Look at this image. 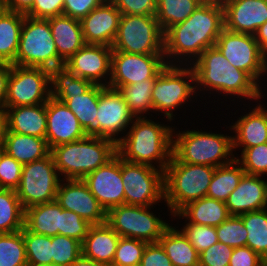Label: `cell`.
Masks as SVG:
<instances>
[{
  "mask_svg": "<svg viewBox=\"0 0 267 266\" xmlns=\"http://www.w3.org/2000/svg\"><path fill=\"white\" fill-rule=\"evenodd\" d=\"M158 242L173 266H199V252L175 225L171 224Z\"/></svg>",
  "mask_w": 267,
  "mask_h": 266,
  "instance_id": "1f68e13d",
  "label": "cell"
},
{
  "mask_svg": "<svg viewBox=\"0 0 267 266\" xmlns=\"http://www.w3.org/2000/svg\"><path fill=\"white\" fill-rule=\"evenodd\" d=\"M216 233L219 242L232 248L246 246L247 230L240 216L231 215L216 227Z\"/></svg>",
  "mask_w": 267,
  "mask_h": 266,
  "instance_id": "ee69618b",
  "label": "cell"
},
{
  "mask_svg": "<svg viewBox=\"0 0 267 266\" xmlns=\"http://www.w3.org/2000/svg\"><path fill=\"white\" fill-rule=\"evenodd\" d=\"M216 167L180 162L173 154L164 171L165 203L168 215L206 196Z\"/></svg>",
  "mask_w": 267,
  "mask_h": 266,
  "instance_id": "8992f818",
  "label": "cell"
},
{
  "mask_svg": "<svg viewBox=\"0 0 267 266\" xmlns=\"http://www.w3.org/2000/svg\"><path fill=\"white\" fill-rule=\"evenodd\" d=\"M155 206L120 205L111 208L106 213V223L120 237H128L145 241L158 242L164 231L171 225L157 217L153 210ZM154 212V213H153ZM168 222V223H167Z\"/></svg>",
  "mask_w": 267,
  "mask_h": 266,
  "instance_id": "30bf717a",
  "label": "cell"
},
{
  "mask_svg": "<svg viewBox=\"0 0 267 266\" xmlns=\"http://www.w3.org/2000/svg\"><path fill=\"white\" fill-rule=\"evenodd\" d=\"M121 12L110 1L105 0L81 20L85 44H100L112 47L117 32Z\"/></svg>",
  "mask_w": 267,
  "mask_h": 266,
  "instance_id": "603a6c76",
  "label": "cell"
},
{
  "mask_svg": "<svg viewBox=\"0 0 267 266\" xmlns=\"http://www.w3.org/2000/svg\"><path fill=\"white\" fill-rule=\"evenodd\" d=\"M46 116L45 139L50 150L55 146L86 137L77 117L65 103L50 97L46 102Z\"/></svg>",
  "mask_w": 267,
  "mask_h": 266,
  "instance_id": "44dd1931",
  "label": "cell"
},
{
  "mask_svg": "<svg viewBox=\"0 0 267 266\" xmlns=\"http://www.w3.org/2000/svg\"><path fill=\"white\" fill-rule=\"evenodd\" d=\"M223 29L221 0H204L185 21L164 32L166 64L192 65L203 51L215 46Z\"/></svg>",
  "mask_w": 267,
  "mask_h": 266,
  "instance_id": "6da1fadb",
  "label": "cell"
},
{
  "mask_svg": "<svg viewBox=\"0 0 267 266\" xmlns=\"http://www.w3.org/2000/svg\"><path fill=\"white\" fill-rule=\"evenodd\" d=\"M264 176L244 174L225 204L230 215H242L267 208V181Z\"/></svg>",
  "mask_w": 267,
  "mask_h": 266,
  "instance_id": "cb8c5ba5",
  "label": "cell"
},
{
  "mask_svg": "<svg viewBox=\"0 0 267 266\" xmlns=\"http://www.w3.org/2000/svg\"><path fill=\"white\" fill-rule=\"evenodd\" d=\"M121 14L155 15L157 0H110Z\"/></svg>",
  "mask_w": 267,
  "mask_h": 266,
  "instance_id": "f907efd6",
  "label": "cell"
},
{
  "mask_svg": "<svg viewBox=\"0 0 267 266\" xmlns=\"http://www.w3.org/2000/svg\"><path fill=\"white\" fill-rule=\"evenodd\" d=\"M254 37L261 50L267 55V21L258 28Z\"/></svg>",
  "mask_w": 267,
  "mask_h": 266,
  "instance_id": "680465c9",
  "label": "cell"
},
{
  "mask_svg": "<svg viewBox=\"0 0 267 266\" xmlns=\"http://www.w3.org/2000/svg\"><path fill=\"white\" fill-rule=\"evenodd\" d=\"M56 201L63 209L75 212L91 225L106 222L105 210L82 179H62Z\"/></svg>",
  "mask_w": 267,
  "mask_h": 266,
  "instance_id": "ac0fdd59",
  "label": "cell"
},
{
  "mask_svg": "<svg viewBox=\"0 0 267 266\" xmlns=\"http://www.w3.org/2000/svg\"><path fill=\"white\" fill-rule=\"evenodd\" d=\"M91 224L75 212L61 207V229L59 234L74 238L83 243Z\"/></svg>",
  "mask_w": 267,
  "mask_h": 266,
  "instance_id": "7dc6e473",
  "label": "cell"
},
{
  "mask_svg": "<svg viewBox=\"0 0 267 266\" xmlns=\"http://www.w3.org/2000/svg\"><path fill=\"white\" fill-rule=\"evenodd\" d=\"M140 266H173L165 250L159 242L147 243Z\"/></svg>",
  "mask_w": 267,
  "mask_h": 266,
  "instance_id": "db71d44e",
  "label": "cell"
},
{
  "mask_svg": "<svg viewBox=\"0 0 267 266\" xmlns=\"http://www.w3.org/2000/svg\"><path fill=\"white\" fill-rule=\"evenodd\" d=\"M4 152L22 165L43 159L51 152L45 138L7 131Z\"/></svg>",
  "mask_w": 267,
  "mask_h": 266,
  "instance_id": "4dcf8cb0",
  "label": "cell"
},
{
  "mask_svg": "<svg viewBox=\"0 0 267 266\" xmlns=\"http://www.w3.org/2000/svg\"><path fill=\"white\" fill-rule=\"evenodd\" d=\"M64 0H34L32 9L26 14L36 19H49L62 15Z\"/></svg>",
  "mask_w": 267,
  "mask_h": 266,
  "instance_id": "816d5d0a",
  "label": "cell"
},
{
  "mask_svg": "<svg viewBox=\"0 0 267 266\" xmlns=\"http://www.w3.org/2000/svg\"><path fill=\"white\" fill-rule=\"evenodd\" d=\"M239 216L247 230L246 246L267 261V208Z\"/></svg>",
  "mask_w": 267,
  "mask_h": 266,
  "instance_id": "e575fe53",
  "label": "cell"
},
{
  "mask_svg": "<svg viewBox=\"0 0 267 266\" xmlns=\"http://www.w3.org/2000/svg\"><path fill=\"white\" fill-rule=\"evenodd\" d=\"M52 265L69 266L82 255V243L64 235L51 236Z\"/></svg>",
  "mask_w": 267,
  "mask_h": 266,
  "instance_id": "b9f144b4",
  "label": "cell"
},
{
  "mask_svg": "<svg viewBox=\"0 0 267 266\" xmlns=\"http://www.w3.org/2000/svg\"><path fill=\"white\" fill-rule=\"evenodd\" d=\"M234 248L217 242L199 253V266H229Z\"/></svg>",
  "mask_w": 267,
  "mask_h": 266,
  "instance_id": "681fc988",
  "label": "cell"
},
{
  "mask_svg": "<svg viewBox=\"0 0 267 266\" xmlns=\"http://www.w3.org/2000/svg\"><path fill=\"white\" fill-rule=\"evenodd\" d=\"M69 266H106V265L95 262L81 255L76 261L71 263Z\"/></svg>",
  "mask_w": 267,
  "mask_h": 266,
  "instance_id": "94428289",
  "label": "cell"
},
{
  "mask_svg": "<svg viewBox=\"0 0 267 266\" xmlns=\"http://www.w3.org/2000/svg\"><path fill=\"white\" fill-rule=\"evenodd\" d=\"M166 65L164 54L112 51L108 87L118 90L122 86L156 78Z\"/></svg>",
  "mask_w": 267,
  "mask_h": 266,
  "instance_id": "9a60e30c",
  "label": "cell"
},
{
  "mask_svg": "<svg viewBox=\"0 0 267 266\" xmlns=\"http://www.w3.org/2000/svg\"><path fill=\"white\" fill-rule=\"evenodd\" d=\"M100 206L107 213L111 208L125 204L124 184L121 177V157L116 154L82 179Z\"/></svg>",
  "mask_w": 267,
  "mask_h": 266,
  "instance_id": "e0dca14e",
  "label": "cell"
},
{
  "mask_svg": "<svg viewBox=\"0 0 267 266\" xmlns=\"http://www.w3.org/2000/svg\"><path fill=\"white\" fill-rule=\"evenodd\" d=\"M263 99L262 102L261 100L256 101L252 108H247L248 112H242V115L234 123L232 122L229 127H226V129L229 128L230 133H233L234 156L238 155L235 151L237 148L242 150V153L246 148L267 143V106H265L266 103H263Z\"/></svg>",
  "mask_w": 267,
  "mask_h": 266,
  "instance_id": "ffe728a7",
  "label": "cell"
},
{
  "mask_svg": "<svg viewBox=\"0 0 267 266\" xmlns=\"http://www.w3.org/2000/svg\"><path fill=\"white\" fill-rule=\"evenodd\" d=\"M178 228L184 236L191 242L195 249L201 253L203 250L209 248L215 243L219 242L216 227L186 223Z\"/></svg>",
  "mask_w": 267,
  "mask_h": 266,
  "instance_id": "bcb514c9",
  "label": "cell"
},
{
  "mask_svg": "<svg viewBox=\"0 0 267 266\" xmlns=\"http://www.w3.org/2000/svg\"><path fill=\"white\" fill-rule=\"evenodd\" d=\"M7 131V113L5 108H0V151H4V143Z\"/></svg>",
  "mask_w": 267,
  "mask_h": 266,
  "instance_id": "91938a15",
  "label": "cell"
},
{
  "mask_svg": "<svg viewBox=\"0 0 267 266\" xmlns=\"http://www.w3.org/2000/svg\"><path fill=\"white\" fill-rule=\"evenodd\" d=\"M172 154L182 163L219 167L231 163L233 154L232 134L214 133L200 129L180 131L173 128Z\"/></svg>",
  "mask_w": 267,
  "mask_h": 266,
  "instance_id": "5b68a950",
  "label": "cell"
},
{
  "mask_svg": "<svg viewBox=\"0 0 267 266\" xmlns=\"http://www.w3.org/2000/svg\"><path fill=\"white\" fill-rule=\"evenodd\" d=\"M11 64L0 63V108H5Z\"/></svg>",
  "mask_w": 267,
  "mask_h": 266,
  "instance_id": "6f0895ef",
  "label": "cell"
},
{
  "mask_svg": "<svg viewBox=\"0 0 267 266\" xmlns=\"http://www.w3.org/2000/svg\"><path fill=\"white\" fill-rule=\"evenodd\" d=\"M267 261L248 246L234 248L229 266H263Z\"/></svg>",
  "mask_w": 267,
  "mask_h": 266,
  "instance_id": "11a10c76",
  "label": "cell"
},
{
  "mask_svg": "<svg viewBox=\"0 0 267 266\" xmlns=\"http://www.w3.org/2000/svg\"><path fill=\"white\" fill-rule=\"evenodd\" d=\"M58 56L65 62L84 45L81 21L65 15L49 18Z\"/></svg>",
  "mask_w": 267,
  "mask_h": 266,
  "instance_id": "83f0119b",
  "label": "cell"
},
{
  "mask_svg": "<svg viewBox=\"0 0 267 266\" xmlns=\"http://www.w3.org/2000/svg\"><path fill=\"white\" fill-rule=\"evenodd\" d=\"M12 64L48 70L65 64L58 56L49 19L24 16L18 51Z\"/></svg>",
  "mask_w": 267,
  "mask_h": 266,
  "instance_id": "ba28073f",
  "label": "cell"
},
{
  "mask_svg": "<svg viewBox=\"0 0 267 266\" xmlns=\"http://www.w3.org/2000/svg\"><path fill=\"white\" fill-rule=\"evenodd\" d=\"M62 179H83L117 154V144L107 138L86 136L55 146L50 152Z\"/></svg>",
  "mask_w": 267,
  "mask_h": 266,
  "instance_id": "277c9868",
  "label": "cell"
},
{
  "mask_svg": "<svg viewBox=\"0 0 267 266\" xmlns=\"http://www.w3.org/2000/svg\"><path fill=\"white\" fill-rule=\"evenodd\" d=\"M155 79L151 78L118 89L134 117H146L150 112L153 113L152 90Z\"/></svg>",
  "mask_w": 267,
  "mask_h": 266,
  "instance_id": "d590c367",
  "label": "cell"
},
{
  "mask_svg": "<svg viewBox=\"0 0 267 266\" xmlns=\"http://www.w3.org/2000/svg\"><path fill=\"white\" fill-rule=\"evenodd\" d=\"M235 159L242 165L246 174L267 176V143L246 148Z\"/></svg>",
  "mask_w": 267,
  "mask_h": 266,
  "instance_id": "f6af8a7d",
  "label": "cell"
},
{
  "mask_svg": "<svg viewBox=\"0 0 267 266\" xmlns=\"http://www.w3.org/2000/svg\"><path fill=\"white\" fill-rule=\"evenodd\" d=\"M224 28L254 35L267 21V0H221Z\"/></svg>",
  "mask_w": 267,
  "mask_h": 266,
  "instance_id": "7402d4cb",
  "label": "cell"
},
{
  "mask_svg": "<svg viewBox=\"0 0 267 266\" xmlns=\"http://www.w3.org/2000/svg\"><path fill=\"white\" fill-rule=\"evenodd\" d=\"M191 67L195 73L198 96L203 91L204 95L209 93L208 97L217 94L223 99L228 96L227 99L230 100L232 96H236L237 101L238 98L240 101L244 98L250 102L267 96L264 94L267 88L263 89L247 72L230 64L216 46L203 51Z\"/></svg>",
  "mask_w": 267,
  "mask_h": 266,
  "instance_id": "7a4b0ae2",
  "label": "cell"
},
{
  "mask_svg": "<svg viewBox=\"0 0 267 266\" xmlns=\"http://www.w3.org/2000/svg\"><path fill=\"white\" fill-rule=\"evenodd\" d=\"M112 47L100 44H85L65 61L66 66L78 77L93 84L108 86L111 76Z\"/></svg>",
  "mask_w": 267,
  "mask_h": 266,
  "instance_id": "d6986e66",
  "label": "cell"
},
{
  "mask_svg": "<svg viewBox=\"0 0 267 266\" xmlns=\"http://www.w3.org/2000/svg\"><path fill=\"white\" fill-rule=\"evenodd\" d=\"M204 0H157L156 18L163 32L185 21Z\"/></svg>",
  "mask_w": 267,
  "mask_h": 266,
  "instance_id": "8d00e7d4",
  "label": "cell"
},
{
  "mask_svg": "<svg viewBox=\"0 0 267 266\" xmlns=\"http://www.w3.org/2000/svg\"><path fill=\"white\" fill-rule=\"evenodd\" d=\"M0 266H28L23 229L0 233Z\"/></svg>",
  "mask_w": 267,
  "mask_h": 266,
  "instance_id": "60d3db41",
  "label": "cell"
},
{
  "mask_svg": "<svg viewBox=\"0 0 267 266\" xmlns=\"http://www.w3.org/2000/svg\"><path fill=\"white\" fill-rule=\"evenodd\" d=\"M104 1L105 0H64L62 15L81 21Z\"/></svg>",
  "mask_w": 267,
  "mask_h": 266,
  "instance_id": "f5cc1de1",
  "label": "cell"
},
{
  "mask_svg": "<svg viewBox=\"0 0 267 266\" xmlns=\"http://www.w3.org/2000/svg\"><path fill=\"white\" fill-rule=\"evenodd\" d=\"M113 51L164 54V32L155 15L121 14Z\"/></svg>",
  "mask_w": 267,
  "mask_h": 266,
  "instance_id": "9c48e42d",
  "label": "cell"
},
{
  "mask_svg": "<svg viewBox=\"0 0 267 266\" xmlns=\"http://www.w3.org/2000/svg\"><path fill=\"white\" fill-rule=\"evenodd\" d=\"M149 117H135L117 143V154L124 160L165 171L173 150V128Z\"/></svg>",
  "mask_w": 267,
  "mask_h": 266,
  "instance_id": "3957f363",
  "label": "cell"
},
{
  "mask_svg": "<svg viewBox=\"0 0 267 266\" xmlns=\"http://www.w3.org/2000/svg\"><path fill=\"white\" fill-rule=\"evenodd\" d=\"M8 130L13 133L45 138L47 128L46 103L5 108Z\"/></svg>",
  "mask_w": 267,
  "mask_h": 266,
  "instance_id": "4316f807",
  "label": "cell"
},
{
  "mask_svg": "<svg viewBox=\"0 0 267 266\" xmlns=\"http://www.w3.org/2000/svg\"><path fill=\"white\" fill-rule=\"evenodd\" d=\"M23 165L4 151H0V188L16 190Z\"/></svg>",
  "mask_w": 267,
  "mask_h": 266,
  "instance_id": "c3c4849f",
  "label": "cell"
},
{
  "mask_svg": "<svg viewBox=\"0 0 267 266\" xmlns=\"http://www.w3.org/2000/svg\"><path fill=\"white\" fill-rule=\"evenodd\" d=\"M244 174L242 165L236 159L229 164L216 167L206 196L225 203Z\"/></svg>",
  "mask_w": 267,
  "mask_h": 266,
  "instance_id": "836d02e7",
  "label": "cell"
},
{
  "mask_svg": "<svg viewBox=\"0 0 267 266\" xmlns=\"http://www.w3.org/2000/svg\"><path fill=\"white\" fill-rule=\"evenodd\" d=\"M194 97H198V95L196 92L195 73L191 65L167 64L153 84V113L158 116L161 113L166 117L164 119L171 123V121H175V116L177 115L174 113L178 109L184 108L191 101L193 104Z\"/></svg>",
  "mask_w": 267,
  "mask_h": 266,
  "instance_id": "52a82bcc",
  "label": "cell"
},
{
  "mask_svg": "<svg viewBox=\"0 0 267 266\" xmlns=\"http://www.w3.org/2000/svg\"><path fill=\"white\" fill-rule=\"evenodd\" d=\"M147 242L120 237L111 266H137L140 265L143 251Z\"/></svg>",
  "mask_w": 267,
  "mask_h": 266,
  "instance_id": "7bdbcfd3",
  "label": "cell"
},
{
  "mask_svg": "<svg viewBox=\"0 0 267 266\" xmlns=\"http://www.w3.org/2000/svg\"><path fill=\"white\" fill-rule=\"evenodd\" d=\"M120 236L106 222L91 225L82 243V255L111 266Z\"/></svg>",
  "mask_w": 267,
  "mask_h": 266,
  "instance_id": "484cf974",
  "label": "cell"
},
{
  "mask_svg": "<svg viewBox=\"0 0 267 266\" xmlns=\"http://www.w3.org/2000/svg\"><path fill=\"white\" fill-rule=\"evenodd\" d=\"M24 227L35 234L55 236L61 229V206L56 200L24 210Z\"/></svg>",
  "mask_w": 267,
  "mask_h": 266,
  "instance_id": "f546056e",
  "label": "cell"
},
{
  "mask_svg": "<svg viewBox=\"0 0 267 266\" xmlns=\"http://www.w3.org/2000/svg\"><path fill=\"white\" fill-rule=\"evenodd\" d=\"M100 85L94 84L83 95H56L77 117L86 136L99 137L97 118Z\"/></svg>",
  "mask_w": 267,
  "mask_h": 266,
  "instance_id": "d4e9b609",
  "label": "cell"
},
{
  "mask_svg": "<svg viewBox=\"0 0 267 266\" xmlns=\"http://www.w3.org/2000/svg\"><path fill=\"white\" fill-rule=\"evenodd\" d=\"M50 98V70L11 64L5 108L46 103Z\"/></svg>",
  "mask_w": 267,
  "mask_h": 266,
  "instance_id": "5bb4252c",
  "label": "cell"
},
{
  "mask_svg": "<svg viewBox=\"0 0 267 266\" xmlns=\"http://www.w3.org/2000/svg\"><path fill=\"white\" fill-rule=\"evenodd\" d=\"M134 118L117 89L100 85L96 118L99 122V137L111 139L117 144L126 134Z\"/></svg>",
  "mask_w": 267,
  "mask_h": 266,
  "instance_id": "2e32d148",
  "label": "cell"
},
{
  "mask_svg": "<svg viewBox=\"0 0 267 266\" xmlns=\"http://www.w3.org/2000/svg\"><path fill=\"white\" fill-rule=\"evenodd\" d=\"M215 46L230 64L247 72L260 86H264L261 80L265 83L267 55L259 47L254 35L232 32L224 28Z\"/></svg>",
  "mask_w": 267,
  "mask_h": 266,
  "instance_id": "7c38bea8",
  "label": "cell"
},
{
  "mask_svg": "<svg viewBox=\"0 0 267 266\" xmlns=\"http://www.w3.org/2000/svg\"><path fill=\"white\" fill-rule=\"evenodd\" d=\"M23 238L28 266L52 265V244L50 236L32 233L24 227Z\"/></svg>",
  "mask_w": 267,
  "mask_h": 266,
  "instance_id": "ab89813d",
  "label": "cell"
},
{
  "mask_svg": "<svg viewBox=\"0 0 267 266\" xmlns=\"http://www.w3.org/2000/svg\"><path fill=\"white\" fill-rule=\"evenodd\" d=\"M94 84L84 78L78 77L66 66L50 70V97L56 95H83Z\"/></svg>",
  "mask_w": 267,
  "mask_h": 266,
  "instance_id": "f35d334b",
  "label": "cell"
},
{
  "mask_svg": "<svg viewBox=\"0 0 267 266\" xmlns=\"http://www.w3.org/2000/svg\"><path fill=\"white\" fill-rule=\"evenodd\" d=\"M226 204L222 201L203 197L184 206L169 218L185 220L184 223L217 227L230 217ZM178 217V218H177Z\"/></svg>",
  "mask_w": 267,
  "mask_h": 266,
  "instance_id": "f1b7e54d",
  "label": "cell"
},
{
  "mask_svg": "<svg viewBox=\"0 0 267 266\" xmlns=\"http://www.w3.org/2000/svg\"><path fill=\"white\" fill-rule=\"evenodd\" d=\"M61 180L51 153L23 165L21 180L15 190L23 209L56 200Z\"/></svg>",
  "mask_w": 267,
  "mask_h": 266,
  "instance_id": "8fae6325",
  "label": "cell"
},
{
  "mask_svg": "<svg viewBox=\"0 0 267 266\" xmlns=\"http://www.w3.org/2000/svg\"><path fill=\"white\" fill-rule=\"evenodd\" d=\"M24 228V209L13 189L0 188V233H14Z\"/></svg>",
  "mask_w": 267,
  "mask_h": 266,
  "instance_id": "74e56055",
  "label": "cell"
},
{
  "mask_svg": "<svg viewBox=\"0 0 267 266\" xmlns=\"http://www.w3.org/2000/svg\"><path fill=\"white\" fill-rule=\"evenodd\" d=\"M121 177L126 205L151 206L165 201L164 171L121 158Z\"/></svg>",
  "mask_w": 267,
  "mask_h": 266,
  "instance_id": "4fadbf2b",
  "label": "cell"
},
{
  "mask_svg": "<svg viewBox=\"0 0 267 266\" xmlns=\"http://www.w3.org/2000/svg\"><path fill=\"white\" fill-rule=\"evenodd\" d=\"M33 4L34 0H0L1 7L24 15L32 9Z\"/></svg>",
  "mask_w": 267,
  "mask_h": 266,
  "instance_id": "9f6ffc18",
  "label": "cell"
},
{
  "mask_svg": "<svg viewBox=\"0 0 267 266\" xmlns=\"http://www.w3.org/2000/svg\"><path fill=\"white\" fill-rule=\"evenodd\" d=\"M24 16L0 6V63L15 61Z\"/></svg>",
  "mask_w": 267,
  "mask_h": 266,
  "instance_id": "d6a6232c",
  "label": "cell"
}]
</instances>
